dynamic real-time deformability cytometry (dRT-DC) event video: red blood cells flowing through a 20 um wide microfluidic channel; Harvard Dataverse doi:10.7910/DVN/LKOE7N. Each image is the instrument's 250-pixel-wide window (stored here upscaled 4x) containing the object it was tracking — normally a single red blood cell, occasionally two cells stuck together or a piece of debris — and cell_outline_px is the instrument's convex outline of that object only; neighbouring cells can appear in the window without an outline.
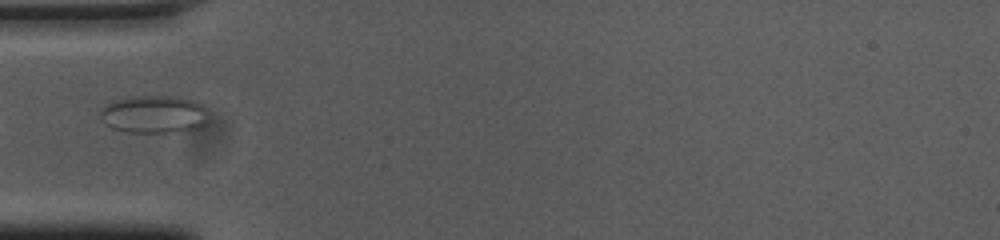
{"species": "common noctule bat (a hibernating species)", "species_latin": "Nyctalus noctula", "temperature_condition": "cold", "stored_images_in_passage": 9, "camera_frame_rate_fps": 3000, "um_per_image_px": 0.085, "animal": {"sex": "female", "body_mass_g": 23.0, "forearm_length_mm": 53.4}, "frame": {"image": 1, "passage_image": 1, "time_ms": 0.0, "image_size_px": [1000, 240], "cell_outline_px": [[204, 124], [200, 128], [168, 132], [128, 132], [112, 128], [104, 124], [100, 120], [100, 112], [112, 100], [132, 96], [180, 96], [196, 100], [200, 104], [204, 120]], "centroid_in_image_um": [13.0, 9.7], "position_along_channel_um": 72.0, "area_um2": 23.52}}